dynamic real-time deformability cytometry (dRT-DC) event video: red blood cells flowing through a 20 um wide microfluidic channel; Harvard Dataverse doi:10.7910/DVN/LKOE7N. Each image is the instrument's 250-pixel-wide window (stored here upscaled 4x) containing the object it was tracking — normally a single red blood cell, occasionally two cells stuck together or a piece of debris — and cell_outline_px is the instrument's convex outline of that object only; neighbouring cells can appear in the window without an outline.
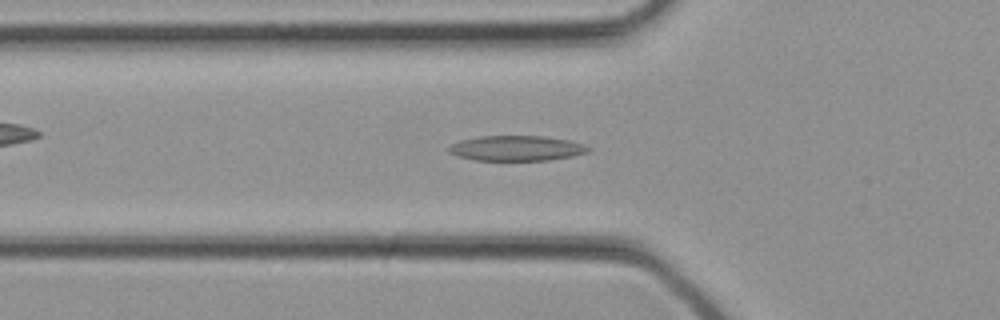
{"species": "common noctule bat (a hibernating species)", "species_latin": "Nyctalus noctula", "temperature_condition": "cold", "stored_images_in_passage": 28, "camera_frame_rate_fps": 3000, "um_per_image_px": 0.085, "animal": {"sex": "female", "body_mass_g": 21.9}, "frame": {"image": 1, "passage_image": 7, "time_ms": 2.0, "image_size_px": [1000, 320], "cell_outline_px": [[592, 148], [588, 152], [572, 156], [548, 160], [476, 160], [456, 156], [448, 152], [448, 148], [452, 144], [460, 140], [480, 136], [544, 136], [568, 140], [584, 144]], "centroid_in_image_um": [43.9, 12.6], "position_along_channel_um": 81.9, "area_um2": 20.46}}
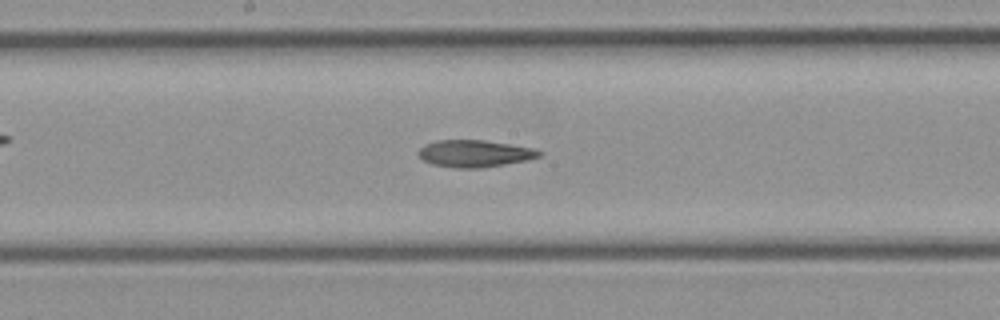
{"frame": {"image": 2, "passage_image": 13, "time_ms": 4.0, "image_size_px": [1000, 320], "cell_outline_px": [[544, 152], [540, 156], [528, 160], [480, 168], [456, 168], [432, 164], [424, 160], [416, 152], [424, 144], [436, 140], [484, 140], [532, 148]], "centroid_in_image_um": [40.32, 13.05], "position_along_channel_um": 207.9, "area_um2": 18.96}}
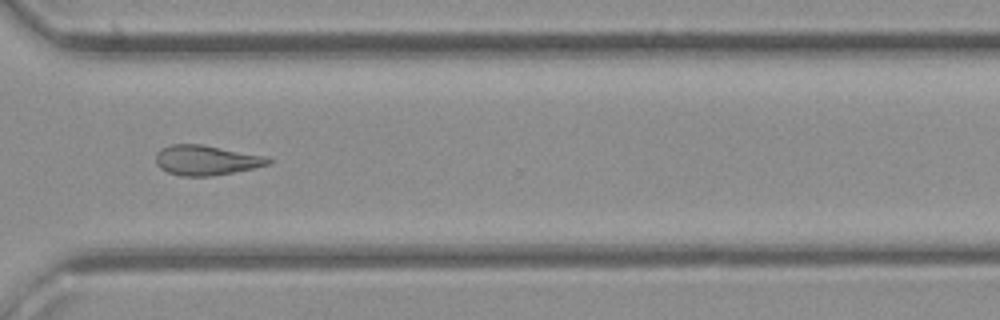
{"frame": {"image": 3, "passage_image": 20, "time_ms": 6.333, "image_size_px": [1000, 320], "cell_outline_px": [[272, 164], [212, 176], [180, 176], [168, 172], [160, 168], [156, 164], [156, 152], [172, 144], [200, 144], [268, 156], [272, 160]], "centroid_in_image_um": [17.55, 13.62], "position_along_channel_um": 353.1, "area_um2": 19.59}}